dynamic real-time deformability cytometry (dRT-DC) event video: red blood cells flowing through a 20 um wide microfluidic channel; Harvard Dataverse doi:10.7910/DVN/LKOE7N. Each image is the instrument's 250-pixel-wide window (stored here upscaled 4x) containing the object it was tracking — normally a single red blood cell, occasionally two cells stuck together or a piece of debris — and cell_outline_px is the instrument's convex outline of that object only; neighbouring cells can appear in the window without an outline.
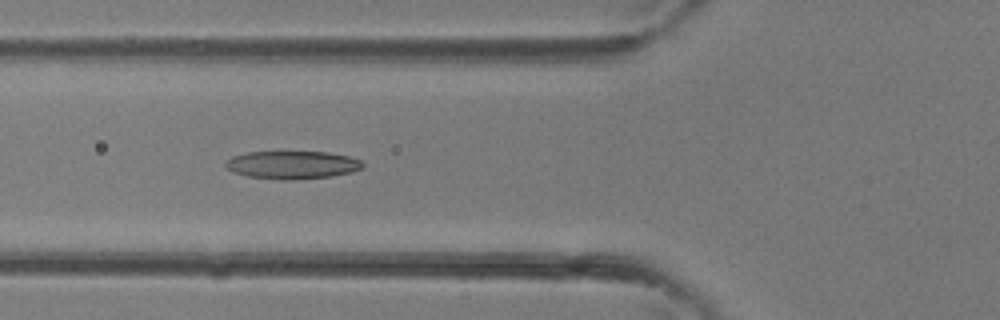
{"species": "common noctule bat (a hibernating species)", "species_latin": "Nyctalus noctula", "temperature_condition": "room temperature", "stored_images_in_passage": 29, "camera_frame_rate_fps": 3000, "um_per_image_px": 0.085, "animal": {"sex": "female"}, "frame": {"image": 1, "passage_image": 6, "time_ms": 1.667, "image_size_px": [1000, 320], "cell_outline_px": [[364, 168], [352, 172], [332, 176], [284, 180], [248, 176], [236, 172], [228, 168], [224, 164], [232, 156], [248, 152], [328, 152], [348, 156], [360, 160], [364, 164]], "centroid_in_image_um": [24.89, 14.01], "position_along_channel_um": 100.9, "area_um2": 22.08}}
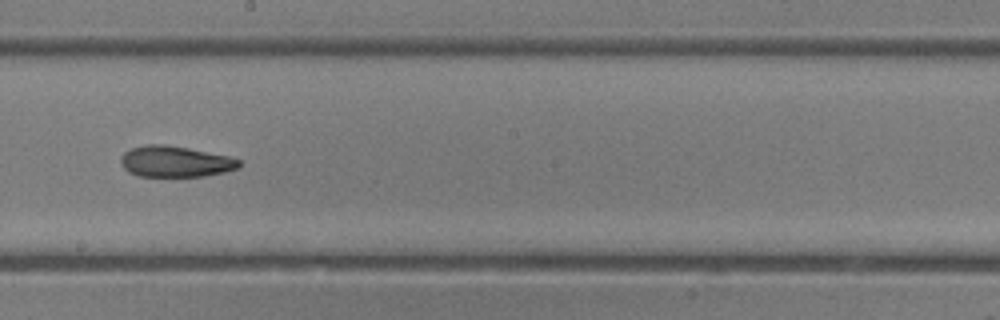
{"frame": {"image": 2, "passage_image": 13, "time_ms": 4.0, "image_size_px": [1000, 320], "cell_outline_px": [[240, 168], [224, 172], [204, 176], [136, 176], [128, 172], [120, 164], [120, 156], [124, 152], [132, 148], [148, 144], [164, 144], [188, 148], [228, 156], [240, 160]], "centroid_in_image_um": [14.87, 13.73], "position_along_channel_um": 233.3, "area_um2": 21.44}}
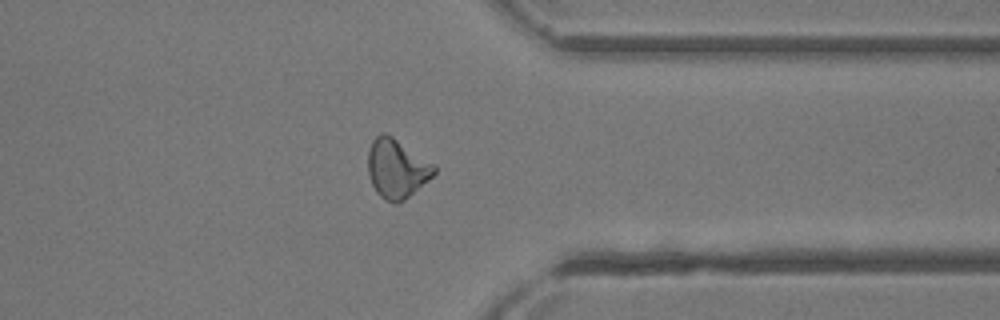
{"frame": {"image": 3, "passage_image": 21, "time_ms": 6.667, "image_size_px": [1000, 320], "cell_outline_px": [[436, 172], [428, 180], [404, 200], [396, 204], [384, 200], [376, 192], [368, 176], [368, 152], [372, 140], [380, 132], [384, 132], [392, 136], [436, 164]], "centroid_in_image_um": [33.72, 14.32], "position_along_channel_um": 377.7, "area_um2": 22.95}}